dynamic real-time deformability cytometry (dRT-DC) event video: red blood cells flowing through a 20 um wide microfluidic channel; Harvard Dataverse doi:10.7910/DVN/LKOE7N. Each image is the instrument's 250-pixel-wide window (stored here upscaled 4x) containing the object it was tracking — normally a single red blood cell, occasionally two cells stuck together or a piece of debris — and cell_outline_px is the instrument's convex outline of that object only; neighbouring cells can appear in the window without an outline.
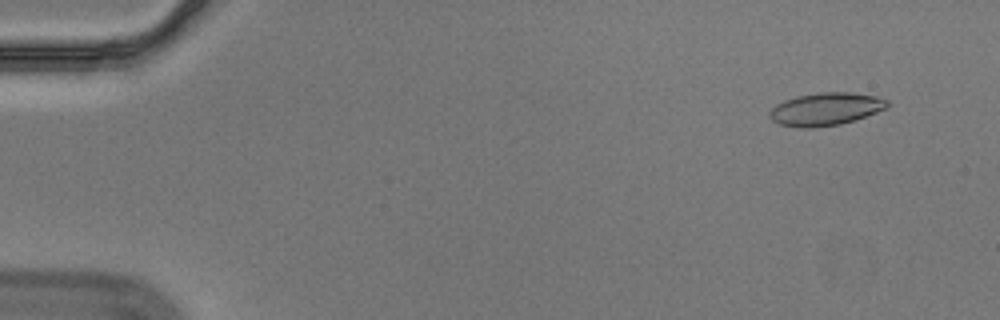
{"species": "Egyptian fruit bat (a non-hibernating species)", "species_latin": "Rousettus aegyptiacus", "temperature_condition": "cold", "stored_images_in_passage": 57, "segment_of_instrument_passage": [1, 2], "camera_frame_rate_fps": 3000, "um_per_image_px": 0.085, "animal": {"sex": "male"}, "frame": {"image": 1, "passage_image": 5, "time_ms": 1.333, "image_size_px": [1000, 320], "cell_outline_px": [[888, 108], [840, 124], [812, 128], [804, 128], [780, 124], [772, 120], [768, 116], [768, 112], [776, 104], [784, 100], [796, 96], [820, 92], [848, 92], [876, 96], [888, 100]], "centroid_in_image_um": [70.15, 9.26], "position_along_channel_um": 14.8, "area_um2": 22.37}}
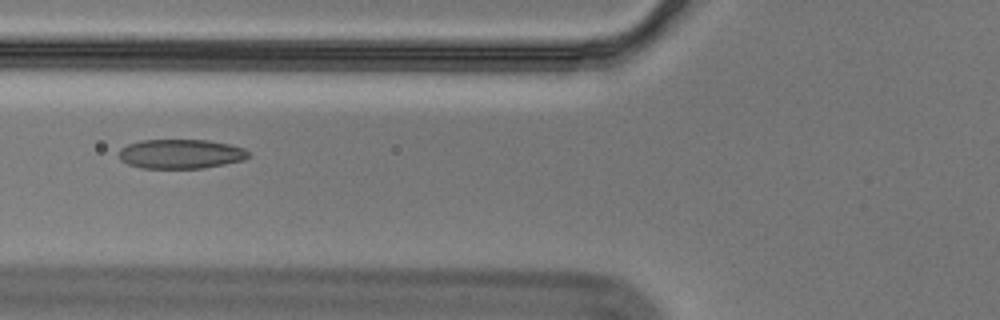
{"frame": {"image": 2, "passage_image": 23, "time_ms": 7.333, "image_size_px": [1000, 320], "cell_outline_px": [[252, 156], [244, 160], [204, 168], [140, 168], [128, 164], [120, 160], [120, 148], [128, 144], [140, 140], [208, 140], [228, 144], [244, 148]], "centroid_in_image_um": [15.37, 13.08], "position_along_channel_um": 110.4, "area_um2": 22.25}}
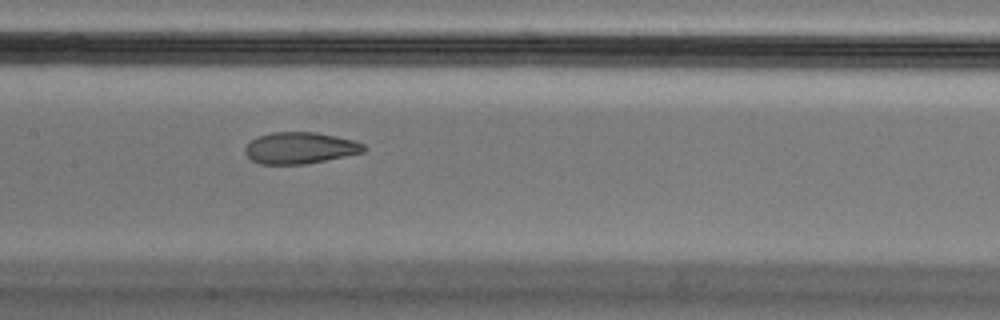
{"frame": {"image": 3, "passage_image": 29, "time_ms": 9.333, "image_size_px": [1000, 320], "cell_outline_px": [[368, 148], [364, 152], [308, 164], [260, 164], [252, 160], [244, 152], [244, 148], [252, 140], [260, 136], [272, 132], [316, 132], [336, 136], [352, 140], [364, 144]], "centroid_in_image_um": [25.52, 12.58], "position_along_channel_um": 181.9, "area_um2": 21.79}}